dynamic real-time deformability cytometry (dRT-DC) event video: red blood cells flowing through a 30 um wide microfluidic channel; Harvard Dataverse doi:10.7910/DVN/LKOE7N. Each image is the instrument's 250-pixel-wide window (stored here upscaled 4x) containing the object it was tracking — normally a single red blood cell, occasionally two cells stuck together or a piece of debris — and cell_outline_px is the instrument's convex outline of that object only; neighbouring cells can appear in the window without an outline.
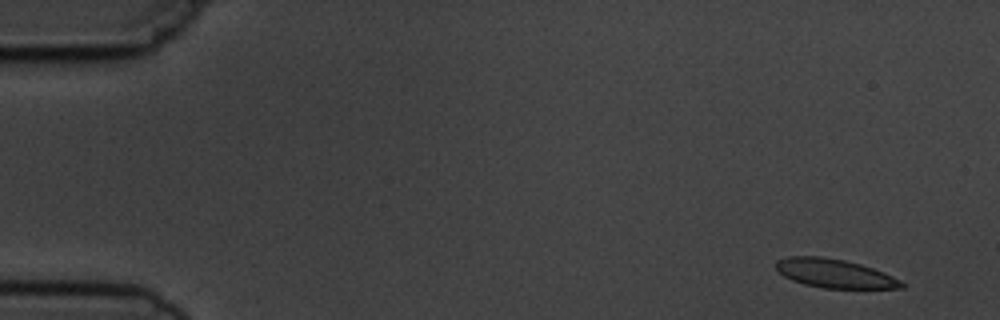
{"species": "common noctule bat (a hibernating species)", "species_latin": "Nyctalus noctula", "temperature_condition": "cold", "stored_images_in_passage": 7, "camera_frame_rate_fps": 3000, "um_per_image_px": 0.085, "animal": {"sex": "male", "body_mass_g": 19.5, "forearm_length_mm": 54.6}, "frame": {"image": 1, "passage_image": 1, "time_ms": 0.0, "image_size_px": [1000, 320], "cell_outline_px": [[908, 284], [904, 288], [824, 288], [804, 284], [792, 280], [784, 276], [776, 268], [776, 260], [788, 256], [820, 256], [844, 260], [860, 264], [884, 272]], "centroid_in_image_um": [70.95, 23.24], "position_along_channel_um": 14.0, "area_um2": 21.04}}
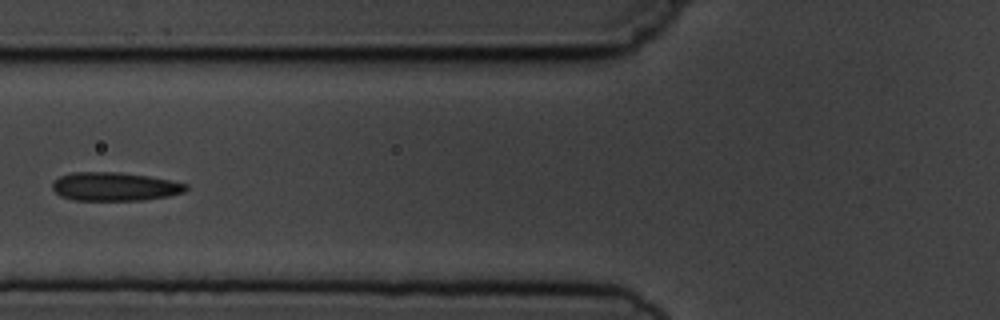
{"frame": {"image": 2, "passage_image": 6, "time_ms": 6.0, "image_size_px": [1000, 320], "cell_outline_px": [[188, 188], [184, 192], [168, 196], [140, 200], [72, 200], [60, 196], [52, 188], [52, 184], [60, 176], [72, 172], [120, 172], [148, 176], [172, 180], [188, 184]], "centroid_in_image_um": [9.76, 15.85], "position_along_channel_um": 116.0, "area_um2": 22.25}}
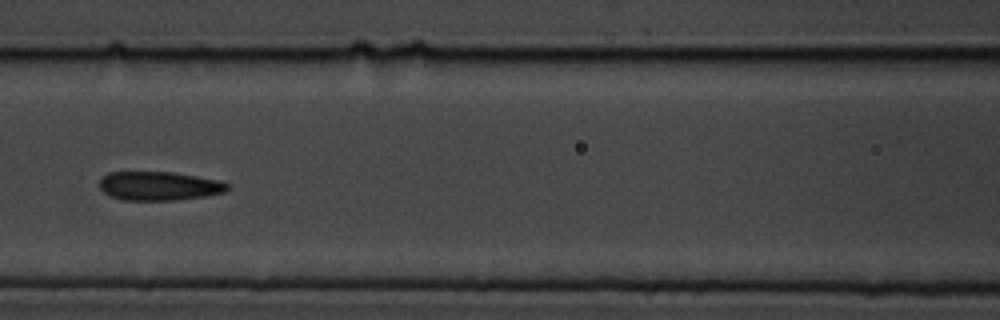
{"frame": {"image": 3, "passage_image": 7, "time_ms": 7.0, "image_size_px": [1000, 320], "cell_outline_px": [[232, 184], [224, 192], [204, 196], [176, 200], [124, 200], [112, 196], [104, 192], [100, 188], [100, 180], [108, 172], [172, 172], [196, 176], [216, 180]], "centroid_in_image_um": [13.53, 15.8], "position_along_channel_um": 153.1, "area_um2": 21.33}}